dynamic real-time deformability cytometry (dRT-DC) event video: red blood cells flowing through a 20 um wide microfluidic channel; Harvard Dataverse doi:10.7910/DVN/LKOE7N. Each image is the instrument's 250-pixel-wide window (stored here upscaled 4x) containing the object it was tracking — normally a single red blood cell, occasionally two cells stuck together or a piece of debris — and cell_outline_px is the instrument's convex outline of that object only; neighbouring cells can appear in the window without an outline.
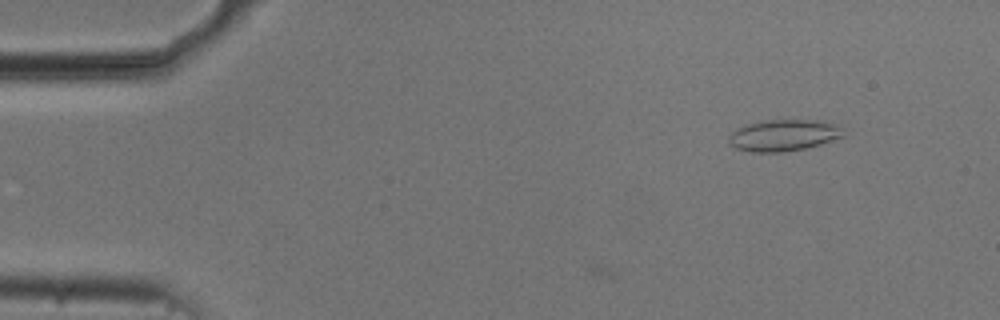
{"species": "common noctule bat (a hibernating species)", "species_latin": "Nyctalus noctula", "temperature_condition": "cold", "stored_images_in_passage": 5, "camera_frame_rate_fps": 3000, "um_per_image_px": 0.085, "animal": {"sex": "male", "body_mass_g": 20.5, "forearm_length_mm": 52.5}, "frame": {"image": 1, "passage_image": 2, "time_ms": 0.333, "image_size_px": [1000, 320], "cell_outline_px": [[844, 136], [820, 144], [804, 148], [780, 152], [752, 152], [736, 148], [728, 144], [728, 136], [736, 128], [748, 124], [768, 120], [820, 120], [836, 124], [840, 128]], "centroid_in_image_um": [66.56, 11.5], "position_along_channel_um": 18.4, "area_um2": 20.87}}